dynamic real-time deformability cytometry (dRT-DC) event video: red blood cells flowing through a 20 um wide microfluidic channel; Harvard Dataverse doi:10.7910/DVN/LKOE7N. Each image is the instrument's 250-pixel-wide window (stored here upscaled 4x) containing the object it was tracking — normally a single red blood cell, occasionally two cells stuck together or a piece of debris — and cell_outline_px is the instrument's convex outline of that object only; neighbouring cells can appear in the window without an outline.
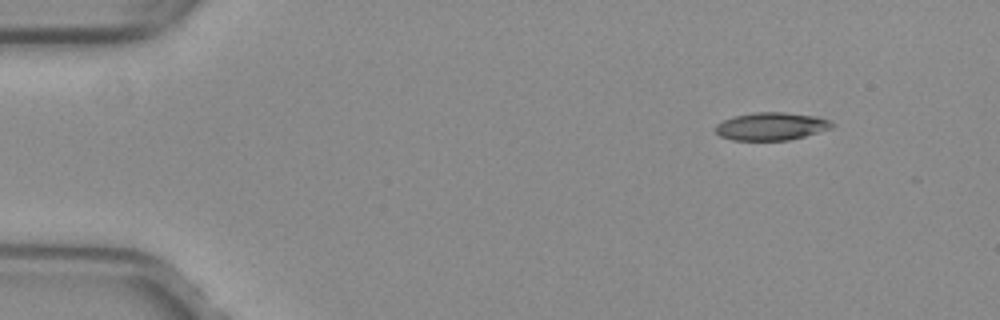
{"species": "common noctule bat (a hibernating species)", "species_latin": "Nyctalus noctula", "temperature_condition": "warm", "stored_images_in_passage": 41, "camera_frame_rate_fps": 3000, "um_per_image_px": 0.085, "animal": {"sex": "female", "body_mass_g": 29.2, "forearm_length_mm": 56.3}, "frame": {"image": 1, "passage_image": 1, "time_ms": 0.0, "image_size_px": [1000, 320], "cell_outline_px": [[836, 124], [832, 128], [804, 136], [788, 140], [732, 140], [720, 136], [712, 128], [716, 124], [732, 116], [752, 112], [784, 112], [820, 116], [832, 120]], "centroid_in_image_um": [65.57, 10.72], "position_along_channel_um": 19.4, "area_um2": 19.25}}
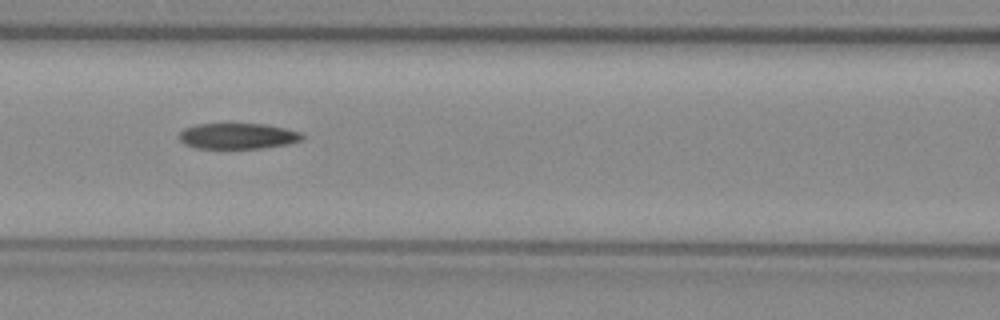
{"frame": {"image": 2, "passage_image": 18, "time_ms": 5.667, "image_size_px": [1000, 320], "cell_outline_px": [[304, 136], [300, 140], [288, 144], [264, 148], [196, 148], [184, 144], [176, 136], [184, 128], [196, 124], [264, 124], [284, 128], [300, 132]], "centroid_in_image_um": [20.16, 11.56], "position_along_channel_um": 146.4, "area_um2": 18.5}}
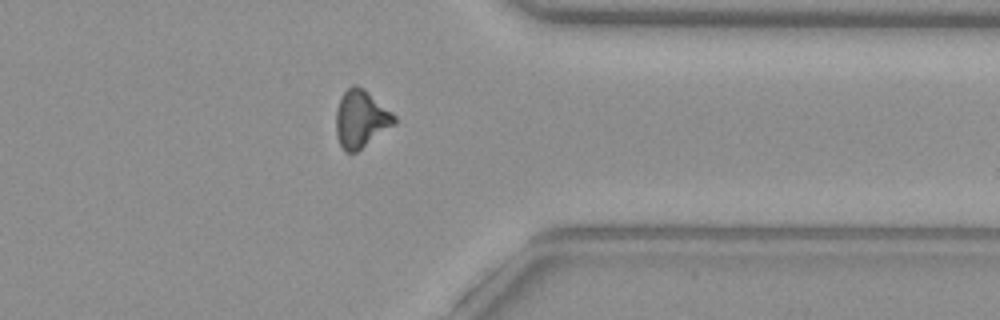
{"frame": {"image": 3, "passage_image": 36, "time_ms": 11.667, "image_size_px": [1000, 320], "cell_outline_px": [[396, 124], [356, 152], [344, 152], [336, 136], [336, 108], [344, 92], [352, 84], [356, 84], [364, 88], [392, 112], [396, 116]], "centroid_in_image_um": [30.68, 10.1], "position_along_channel_um": 380.7, "area_um2": 19.59}, "authors_computed_cell_mechanics": {"area_um2": 19.4208, "velocity_mm_per_s": 4.0339, "shape_relaxation_time_tau1_ms": null, "shape_relaxation_time_tau2_ms": 4.3337, "deformation_change_tau1": null, "deformation_change_tau2": 0.1378}}